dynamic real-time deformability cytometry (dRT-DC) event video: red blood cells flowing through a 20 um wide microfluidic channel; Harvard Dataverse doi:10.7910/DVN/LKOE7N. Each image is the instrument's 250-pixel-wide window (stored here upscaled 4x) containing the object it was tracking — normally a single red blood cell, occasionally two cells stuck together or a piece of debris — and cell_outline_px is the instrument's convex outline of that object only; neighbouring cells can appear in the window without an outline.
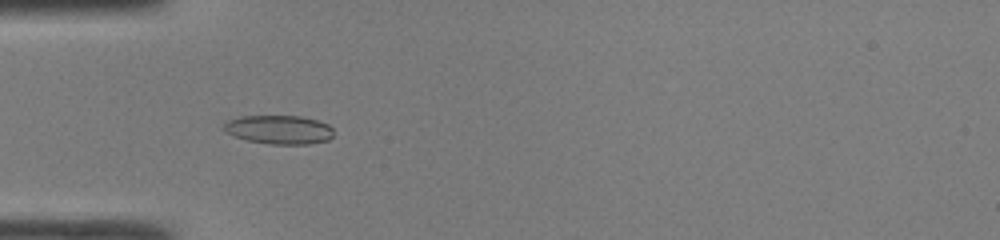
{"species": "common noctule bat (a hibernating species)", "species_latin": "Nyctalus noctula", "temperature_condition": "room temperature", "stored_images_in_passage": 48, "camera_frame_rate_fps": 3000, "um_per_image_px": 0.085, "animal": {"sex": "male", "body_mass_g": 19.0, "forearm_length_mm": 50.8}, "frame": {"image": 1, "passage_image": 16, "time_ms": 5.0, "image_size_px": [1000, 240], "cell_outline_px": [[332, 136], [328, 140], [308, 144], [272, 144], [248, 140], [224, 132], [224, 124], [228, 120], [240, 116], [300, 116], [316, 120], [328, 124], [332, 128]], "centroid_in_image_um": [23.72, 11.01], "position_along_channel_um": 61.3, "area_um2": 18.26}}
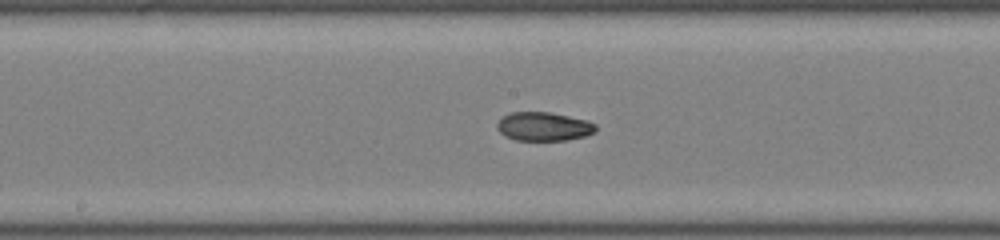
{"frame": {"image": 2, "passage_image": 26, "time_ms": 8.333, "image_size_px": [1000, 240], "cell_outline_px": [[596, 132], [584, 136], [564, 140], [516, 140], [504, 136], [496, 128], [496, 124], [504, 116], [512, 112], [548, 112], [588, 120], [596, 124]], "centroid_in_image_um": [46.21, 10.75], "position_along_channel_um": 202.0, "area_um2": 16.47}}
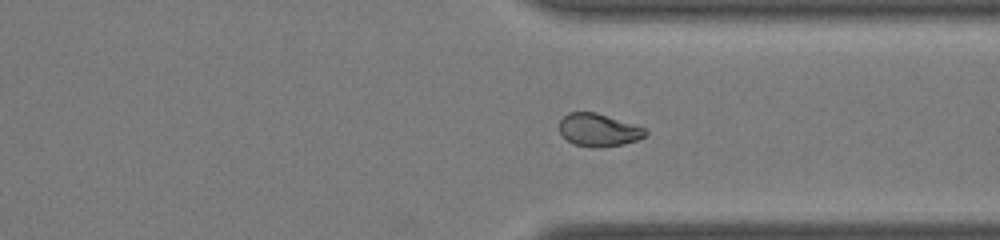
{"frame": {"image": 3, "passage_image": 37, "time_ms": 12.0, "image_size_px": [1000, 240], "cell_outline_px": [[648, 132], [644, 136], [636, 140], [624, 144], [600, 148], [592, 148], [572, 144], [560, 132], [560, 120], [568, 112], [596, 112], [644, 128]], "centroid_in_image_um": [50.85, 11.06], "position_along_channel_um": 360.5, "area_um2": 16.36}, "authors_computed_cell_mechanics": {"area_um2": 17.5712, "velocity_mm_per_s": 4.3006, "shape_relaxation_time_tau1_ms": null, "shape_relaxation_time_tau2_ms": 2.8549, "deformation_change_tau1": null, "deformation_change_tau2": 0.0755}}